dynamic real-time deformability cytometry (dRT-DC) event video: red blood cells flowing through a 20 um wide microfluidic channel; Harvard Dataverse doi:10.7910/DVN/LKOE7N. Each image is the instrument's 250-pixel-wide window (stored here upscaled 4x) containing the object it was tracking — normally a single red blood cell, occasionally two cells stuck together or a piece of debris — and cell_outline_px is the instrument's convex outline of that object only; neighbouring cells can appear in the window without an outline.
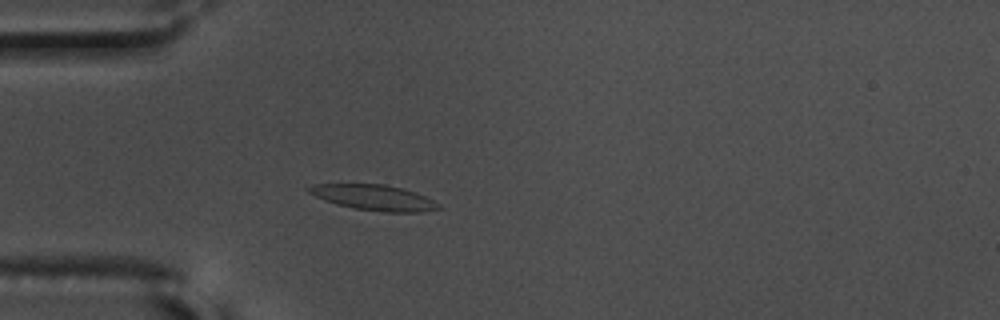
{"species": "common noctule bat (a hibernating species)", "species_latin": "Nyctalus noctula", "temperature_condition": "warm", "stored_images_in_passage": 50, "camera_frame_rate_fps": 3000, "um_per_image_px": 0.085, "animal": {"sex": "male", "body_mass_g": 17.5, "forearm_length_mm": 52.3}, "frame": {"image": 1, "passage_image": 10, "time_ms": 3.0, "image_size_px": [1000, 320], "cell_outline_px": [[444, 208], [420, 212], [384, 212], [352, 208], [336, 204], [324, 200], [308, 192], [304, 188], [312, 184], [384, 184], [404, 188], [416, 192], [440, 204]], "centroid_in_image_um": [31.79, 16.79], "position_along_channel_um": 53.2, "area_um2": 19.48}}
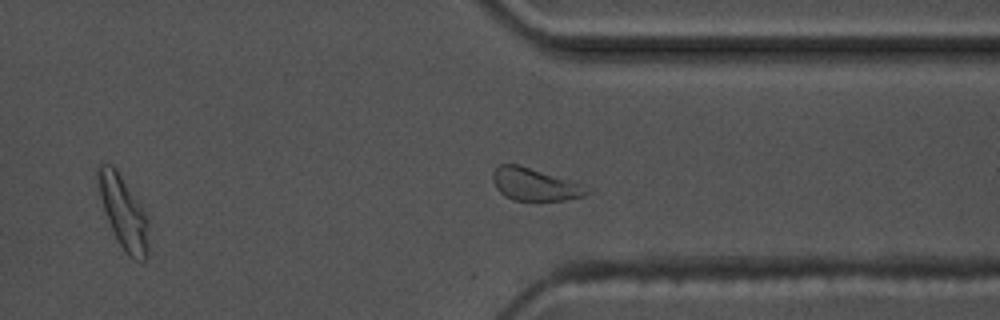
{"frame": {"image": 2, "passage_image": 37, "time_ms": 12.0, "image_size_px": [1000, 320], "cell_outline_px": [[596, 188], [592, 192], [584, 196], [564, 200], [512, 200], [504, 196], [496, 188], [492, 180], [492, 172], [500, 164], [516, 164]], "centroid_in_image_um": [45.5, 15.69], "position_along_channel_um": 365.9, "area_um2": 17.92}}
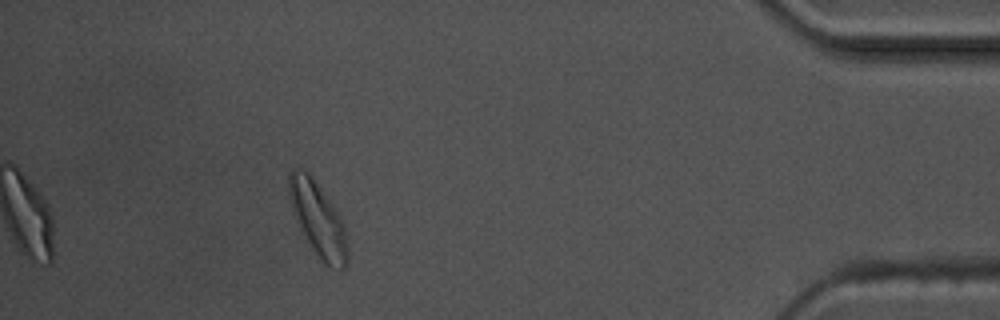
{"frame": {"image": 3, "passage_image": 45, "time_ms": 14.667, "image_size_px": [1000, 320], "cell_outline_px": [[348, 264], [344, 268], [332, 268], [324, 264], [300, 232], [288, 196], [288, 172], [292, 168], [300, 168], [308, 172], [312, 176], [344, 220], [348, 248]], "centroid_in_image_um": [27.03, 18.63], "position_along_channel_um": 408.2, "area_um2": 25.84}, "authors_computed_cell_mechanics": {"area_um2": 18.6405, "velocity_mm_per_s": 3.5749, "shape_relaxation_time_tau1_ms": 3.6132, "shape_relaxation_time_tau2_ms": 2.1507, "deformation_change_tau1": 0.1127, "deformation_change_tau2": 0.0723}}